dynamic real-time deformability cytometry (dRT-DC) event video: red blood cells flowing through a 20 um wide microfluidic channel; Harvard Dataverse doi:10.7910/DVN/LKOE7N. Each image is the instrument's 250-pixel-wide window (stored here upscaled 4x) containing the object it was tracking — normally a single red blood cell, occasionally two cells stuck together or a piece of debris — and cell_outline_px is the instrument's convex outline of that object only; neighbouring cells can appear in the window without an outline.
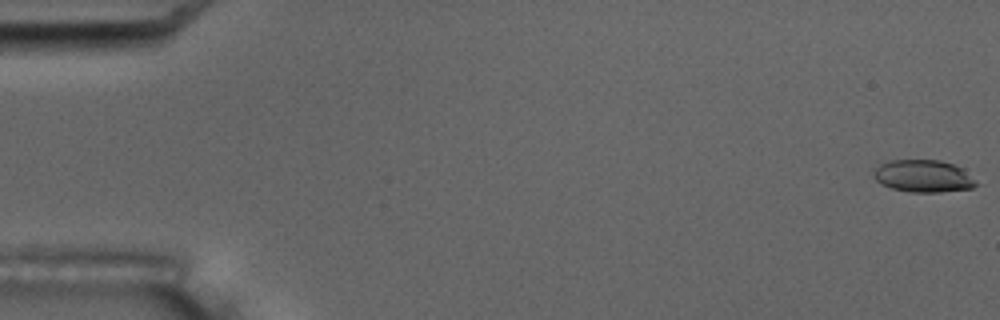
{"species": "common noctule bat (a hibernating species)", "species_latin": "Nyctalus noctula", "temperature_condition": "room temperature", "stored_images_in_passage": 2, "camera_frame_rate_fps": 3000, "um_per_image_px": 0.085, "animal": {"sex": "male", "body_mass_g": 17.5, "forearm_length_mm": 52.3}, "frame": {"image": 1, "passage_image": 1, "time_ms": 0.0, "image_size_px": [1000, 320], "cell_outline_px": [[980, 184], [972, 188], [940, 192], [908, 192], [892, 188], [880, 184], [872, 176], [872, 172], [880, 164], [888, 160], [940, 160], [964, 168]], "centroid_in_image_um": [78.49, 14.97], "position_along_channel_um": 6.5, "area_um2": 19.59}}